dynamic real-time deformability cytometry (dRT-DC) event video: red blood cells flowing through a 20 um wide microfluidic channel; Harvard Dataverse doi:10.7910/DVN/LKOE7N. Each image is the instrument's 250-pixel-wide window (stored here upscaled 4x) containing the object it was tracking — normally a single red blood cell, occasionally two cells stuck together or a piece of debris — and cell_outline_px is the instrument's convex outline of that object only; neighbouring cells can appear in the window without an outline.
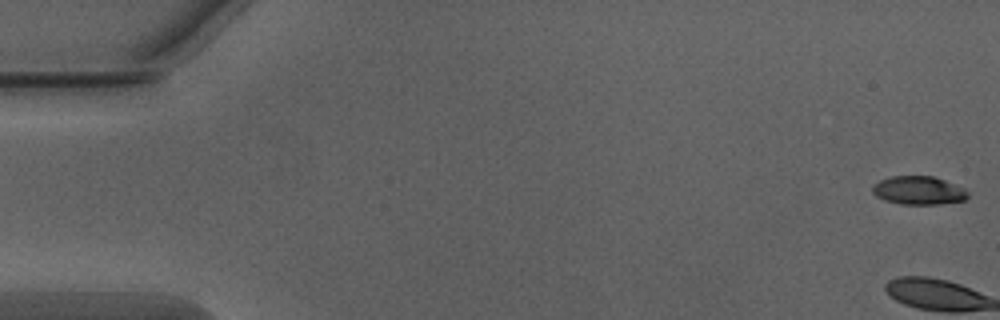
{"species": "Egyptian fruit bat (a non-hibernating species)", "species_latin": "Rousettus aegyptiacus", "temperature_condition": "warm", "stored_images_in_passage": 13, "camera_frame_rate_fps": 3000, "um_per_image_px": 0.085, "animal": {"sex": "male"}, "frame": {"image": 1, "passage_image": 1, "time_ms": 0.0, "image_size_px": [1000, 320], "cell_outline_px": [[968, 196], [964, 200], [940, 204], [900, 204], [884, 200], [876, 196], [872, 192], [872, 188], [880, 180], [892, 176], [932, 176], [944, 180], [964, 188], [968, 192]], "centroid_in_image_um": [78.08, 16.19], "position_along_channel_um": 6.9, "area_um2": 15.66}}